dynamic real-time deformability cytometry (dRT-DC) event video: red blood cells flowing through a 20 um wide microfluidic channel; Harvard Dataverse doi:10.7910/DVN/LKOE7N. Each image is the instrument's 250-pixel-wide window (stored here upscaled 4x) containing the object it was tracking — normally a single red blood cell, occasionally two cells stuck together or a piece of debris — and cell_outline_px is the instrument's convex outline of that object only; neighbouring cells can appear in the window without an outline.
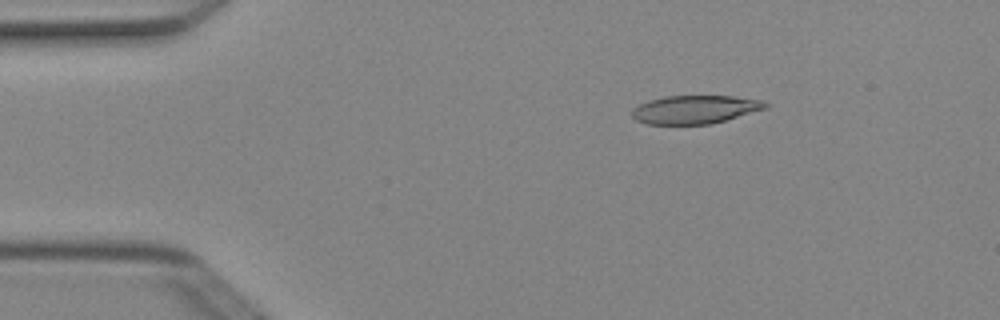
{"species": "Egyptian fruit bat (a non-hibernating species)", "species_latin": "Rousettus aegyptiacus", "temperature_condition": "cold", "stored_images_in_passage": 4, "camera_frame_rate_fps": 3000, "um_per_image_px": 0.085, "animal": {"sex": "female"}, "frame": {"image": 1, "passage_image": 2, "time_ms": 0.333, "image_size_px": [1000, 320], "cell_outline_px": [[768, 108], [712, 124], [648, 124], [636, 120], [632, 116], [632, 108], [648, 100], [664, 96], [732, 96], [764, 100], [768, 104]], "centroid_in_image_um": [59.09, 9.3], "position_along_channel_um": 25.9, "area_um2": 22.14}}
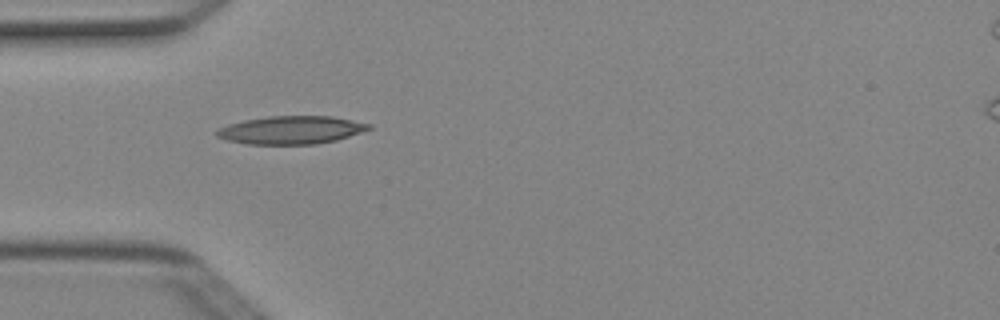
{"frame": {"image": 2, "passage_image": 4, "time_ms": 1.0, "image_size_px": [1000, 320], "cell_outline_px": [[372, 128], [336, 140], [316, 144], [248, 144], [228, 140], [216, 136], [216, 128], [228, 124], [244, 120], [268, 116], [332, 116], [372, 124]], "centroid_in_image_um": [24.73, 11.04], "position_along_channel_um": 60.3, "area_um2": 24.8}}